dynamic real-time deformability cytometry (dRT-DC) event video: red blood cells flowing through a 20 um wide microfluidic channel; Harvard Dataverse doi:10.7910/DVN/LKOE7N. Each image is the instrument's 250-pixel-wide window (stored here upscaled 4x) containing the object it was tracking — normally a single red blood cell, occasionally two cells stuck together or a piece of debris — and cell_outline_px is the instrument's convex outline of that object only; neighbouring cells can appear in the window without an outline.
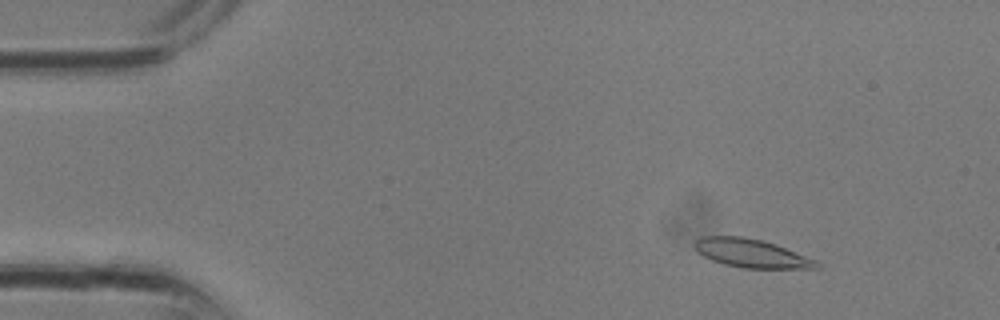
{"species": "common noctule bat (a hibernating species)", "species_latin": "Nyctalus noctula", "temperature_condition": "room temperature", "stored_images_in_passage": 15, "camera_frame_rate_fps": 3000, "um_per_image_px": 0.085, "animal": {"sex": "male", "body_mass_g": 13.3}, "frame": {"image": 1, "passage_image": 4, "time_ms": 1.0, "image_size_px": [1000, 320], "cell_outline_px": [[820, 268], [740, 268], [724, 264], [712, 260], [704, 256], [696, 248], [696, 240], [704, 236], [740, 236], [760, 240], [776, 244], [816, 260], [820, 264]], "centroid_in_image_um": [63.9, 21.54], "position_along_channel_um": 21.1, "area_um2": 19.94}}
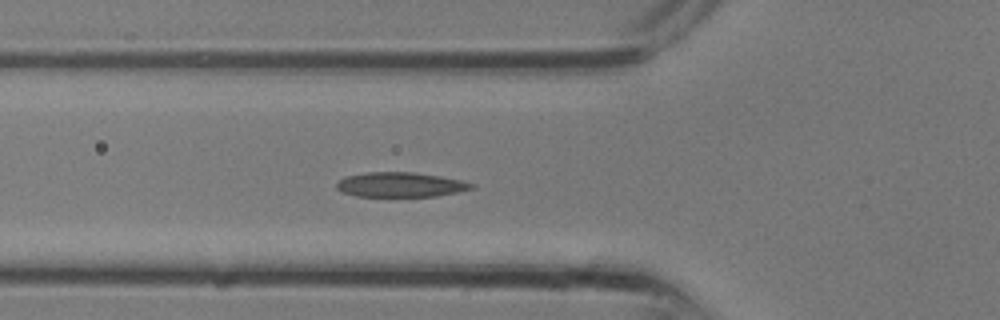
{"frame": {"image": 2, "passage_image": 11, "time_ms": 3.333, "image_size_px": [1000, 320], "cell_outline_px": [[476, 184], [472, 188], [456, 192], [436, 196], [356, 196], [340, 192], [336, 188], [336, 184], [344, 176], [364, 172], [412, 172], [440, 176], [460, 180]], "centroid_in_image_um": [33.98, 15.69], "position_along_channel_um": 91.8, "area_um2": 19.42}}
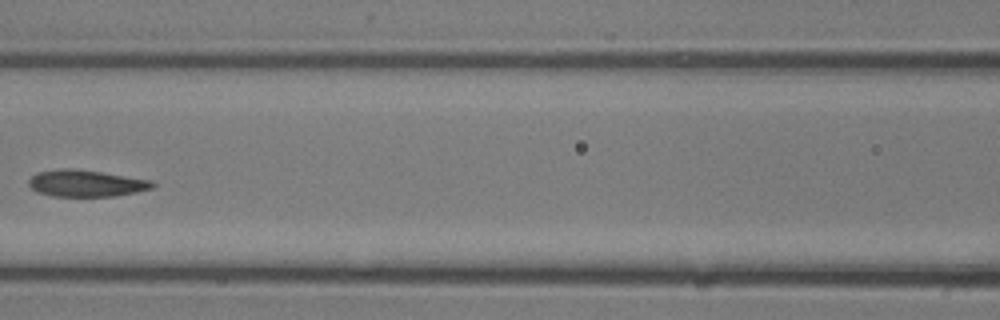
{"frame": {"image": 3, "passage_image": 14, "time_ms": 4.333, "image_size_px": [1000, 320], "cell_outline_px": [[156, 184], [152, 188], [136, 192], [116, 196], [52, 196], [36, 192], [28, 184], [28, 180], [36, 172], [60, 168], [72, 168], [100, 172], [152, 180]], "centroid_in_image_um": [7.29, 15.58], "position_along_channel_um": 159.3, "area_um2": 19.31}}